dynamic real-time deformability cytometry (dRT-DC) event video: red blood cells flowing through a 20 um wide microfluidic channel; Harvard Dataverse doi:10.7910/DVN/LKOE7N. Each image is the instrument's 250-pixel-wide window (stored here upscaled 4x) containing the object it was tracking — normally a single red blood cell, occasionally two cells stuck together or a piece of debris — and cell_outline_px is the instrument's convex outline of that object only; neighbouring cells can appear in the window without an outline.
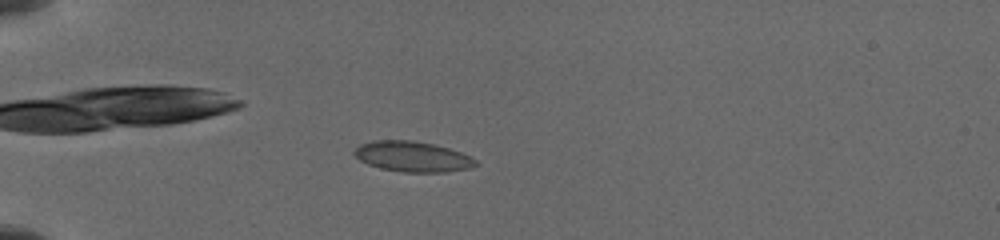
{"species": "common noctule bat (a hibernating species)", "species_latin": "Nyctalus noctula", "temperature_condition": "cold", "stored_images_in_passage": 38, "camera_frame_rate_fps": 3000, "um_per_image_px": 0.085, "animal": {"sex": "female", "body_mass_g": 19.5, "forearm_length_mm": 54.1}, "frame": {"image": 1, "passage_image": 21, "time_ms": 5.333, "image_size_px": [1000, 240], "cell_outline_px": [[480, 164], [468, 168], [444, 172], [400, 172], [380, 168], [368, 164], [360, 160], [352, 152], [360, 144], [372, 140], [412, 140], [432, 144], [448, 148], [472, 156]], "centroid_in_image_um": [35.06, 13.31], "position_along_channel_um": 49.9, "area_um2": 21.56}}
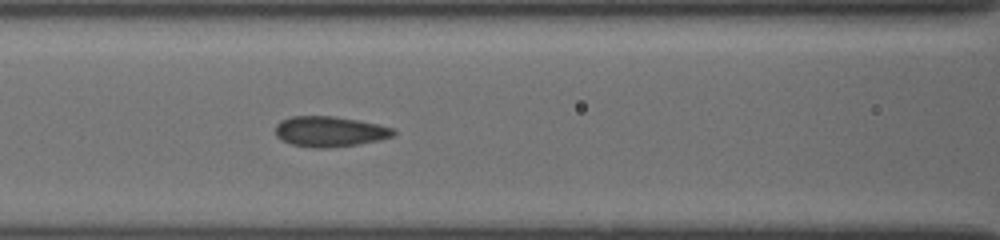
{"frame": {"image": 2, "passage_image": 32, "time_ms": 8.333, "image_size_px": [1000, 240], "cell_outline_px": [[396, 132], [392, 136], [380, 140], [356, 144], [328, 148], [312, 148], [292, 144], [276, 136], [276, 124], [280, 120], [292, 116], [332, 116], [360, 120], [392, 128]], "centroid_in_image_um": [28.01, 11.17], "position_along_channel_um": 138.6, "area_um2": 20.81}}
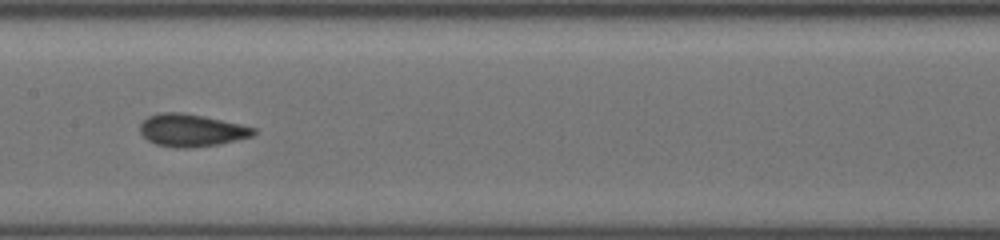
{"frame": {"image": 3, "passage_image": 37, "time_ms": 9.667, "image_size_px": [1000, 240], "cell_outline_px": [[256, 132], [252, 136], [220, 144], [192, 148], [176, 148], [156, 144], [148, 140], [140, 132], [140, 124], [148, 116], [160, 112], [180, 112], [204, 116], [240, 124], [256, 128]], "centroid_in_image_um": [16.27, 11.08], "position_along_channel_um": 191.1, "area_um2": 21.5}}